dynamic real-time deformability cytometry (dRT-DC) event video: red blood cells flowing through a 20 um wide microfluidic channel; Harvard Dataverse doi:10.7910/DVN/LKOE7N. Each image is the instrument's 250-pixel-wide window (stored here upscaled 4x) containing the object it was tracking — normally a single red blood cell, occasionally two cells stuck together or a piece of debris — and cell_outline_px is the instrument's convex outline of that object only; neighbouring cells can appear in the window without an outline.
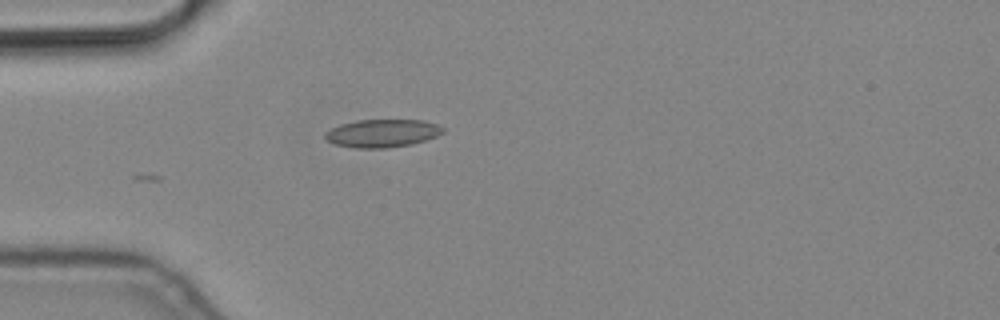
{"species": "common noctule bat (a hibernating species)", "species_latin": "Nyctalus noctula", "temperature_condition": "cold", "stored_images_in_passage": 6, "camera_frame_rate_fps": 3000, "um_per_image_px": 0.085, "animal": {"sex": "male", "body_mass_g": 19.2, "forearm_length_mm": 51.8}, "frame": {"image": 1, "passage_image": 5, "time_ms": 1.333, "image_size_px": [1000, 320], "cell_outline_px": [[444, 132], [436, 136], [412, 144], [384, 148], [356, 148], [336, 144], [328, 140], [324, 136], [324, 132], [340, 124], [356, 120], [424, 120], [436, 124], [444, 128]], "centroid_in_image_um": [32.49, 11.32], "position_along_channel_um": 52.5, "area_um2": 19.07}}